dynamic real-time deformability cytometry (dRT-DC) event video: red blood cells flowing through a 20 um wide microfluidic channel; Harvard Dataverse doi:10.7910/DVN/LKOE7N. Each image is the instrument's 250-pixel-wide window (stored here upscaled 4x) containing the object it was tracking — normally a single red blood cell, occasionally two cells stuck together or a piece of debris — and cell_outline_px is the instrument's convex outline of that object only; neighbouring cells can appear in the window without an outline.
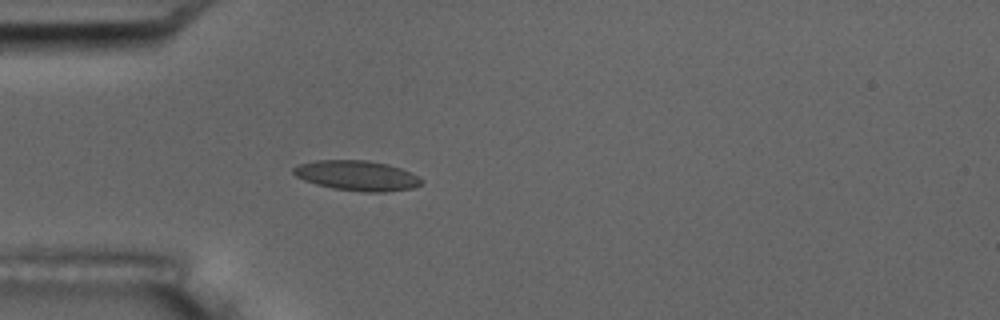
{"species": "common noctule bat (a hibernating species)", "species_latin": "Nyctalus noctula", "temperature_condition": "room temperature", "stored_images_in_passage": 4, "camera_frame_rate_fps": 3000, "um_per_image_px": 0.085, "animal": {"sex": "male", "body_mass_g": 17.5, "forearm_length_mm": 52.3}, "frame": {"image": 1, "passage_image": 4, "time_ms": 3.333, "image_size_px": [1000, 320], "cell_outline_px": [[424, 180], [420, 184], [412, 188], [384, 192], [364, 192], [332, 188], [316, 184], [304, 180], [296, 176], [292, 172], [292, 168], [300, 164], [316, 160], [368, 160], [388, 164], [400, 168]], "centroid_in_image_um": [30.31, 14.92], "position_along_channel_um": 54.7, "area_um2": 22.31}}